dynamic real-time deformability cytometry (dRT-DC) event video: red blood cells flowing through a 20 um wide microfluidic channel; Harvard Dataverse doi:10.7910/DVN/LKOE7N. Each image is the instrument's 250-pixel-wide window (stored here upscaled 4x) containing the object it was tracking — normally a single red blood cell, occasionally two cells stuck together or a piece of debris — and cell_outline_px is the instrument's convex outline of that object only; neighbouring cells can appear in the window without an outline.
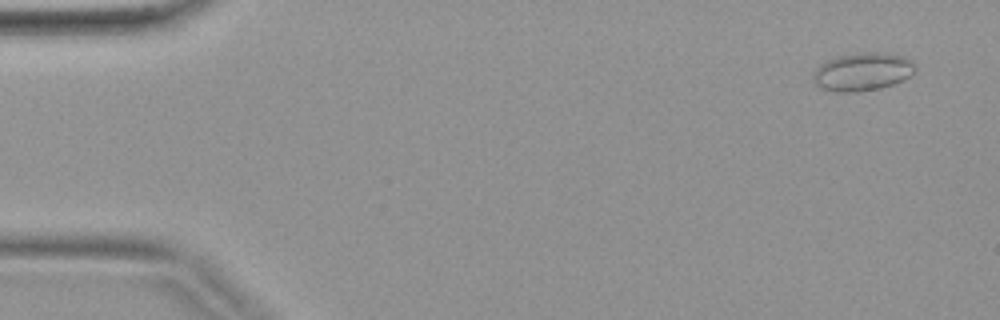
{"species": "common noctule bat (a hibernating species)", "species_latin": "Nyctalus noctula", "temperature_condition": "warm", "stored_images_in_passage": 4, "camera_frame_rate_fps": 3000, "um_per_image_px": 0.085, "animal": {"sex": "female", "body_mass_g": 19.9}, "frame": {"image": 1, "passage_image": 1, "time_ms": 0.0, "image_size_px": [1000, 320], "cell_outline_px": [[916, 68], [908, 76], [892, 84], [880, 88], [856, 92], [836, 92], [820, 88], [816, 84], [812, 76], [812, 72], [820, 64], [836, 56], [872, 52], [904, 56], [912, 60], [916, 64]], "centroid_in_image_um": [73.28, 6.11], "position_along_channel_um": 11.7, "area_um2": 22.43}}
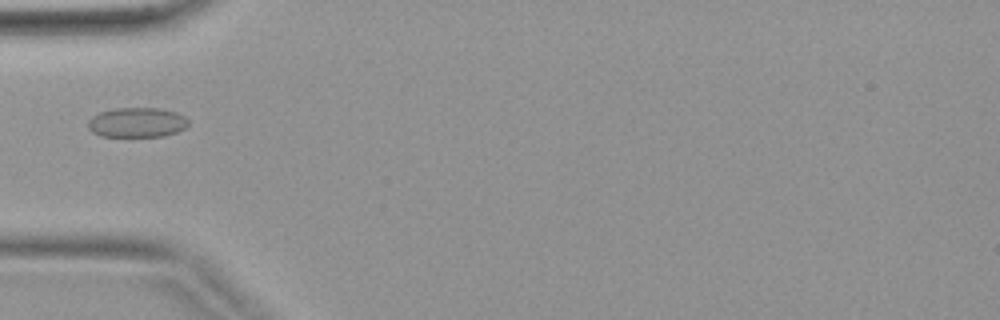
{"frame": {"image": 2, "passage_image": 4, "time_ms": 1.0, "image_size_px": [1000, 320], "cell_outline_px": [[188, 124], [184, 128], [176, 132], [164, 136], [100, 136], [92, 132], [88, 128], [88, 120], [92, 116], [100, 112], [116, 108], [160, 108], [176, 112], [184, 116], [188, 120]], "centroid_in_image_um": [11.63, 10.4], "position_along_channel_um": 73.4, "area_um2": 17.4}}